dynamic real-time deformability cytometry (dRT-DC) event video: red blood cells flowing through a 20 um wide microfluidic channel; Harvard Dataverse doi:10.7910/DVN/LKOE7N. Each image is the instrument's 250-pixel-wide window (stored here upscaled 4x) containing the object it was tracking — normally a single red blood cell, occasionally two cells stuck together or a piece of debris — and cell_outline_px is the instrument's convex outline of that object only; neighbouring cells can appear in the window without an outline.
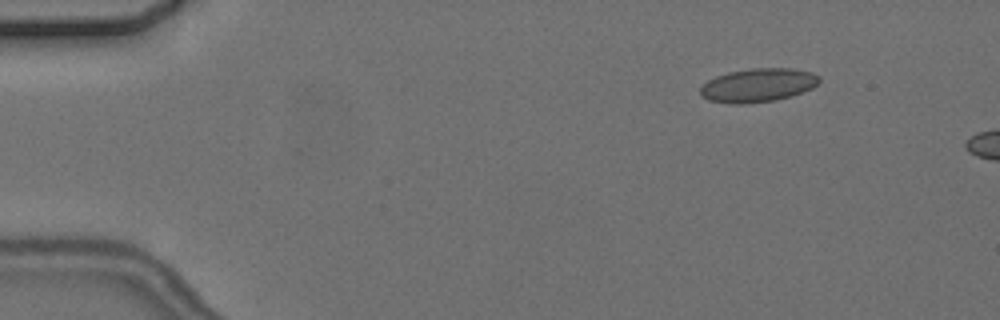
{"species": "common noctule bat (a hibernating species)", "species_latin": "Nyctalus noctula", "temperature_condition": "cold", "stored_images_in_passage": 4, "camera_frame_rate_fps": 3000, "um_per_image_px": 0.085, "animal": {"sex": "female", "body_mass_g": 24.6, "forearm_length_mm": 56.2}, "frame": {"image": 1, "passage_image": 2, "time_ms": 1.333, "image_size_px": [1000, 320], "cell_outline_px": [[820, 80], [812, 88], [792, 96], [776, 100], [744, 104], [728, 104], [708, 100], [700, 96], [700, 88], [708, 80], [716, 76], [728, 72], [752, 68], [792, 68], [812, 72], [820, 76]], "centroid_in_image_um": [64.42, 7.25], "position_along_channel_um": 20.6, "area_um2": 23.52}}